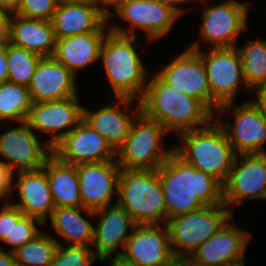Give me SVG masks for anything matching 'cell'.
Returning <instances> with one entry per match:
<instances>
[{
  "mask_svg": "<svg viewBox=\"0 0 266 266\" xmlns=\"http://www.w3.org/2000/svg\"><path fill=\"white\" fill-rule=\"evenodd\" d=\"M236 48L239 52L244 79L249 89L255 92L266 86V39L246 40Z\"/></svg>",
  "mask_w": 266,
  "mask_h": 266,
  "instance_id": "cell-29",
  "label": "cell"
},
{
  "mask_svg": "<svg viewBox=\"0 0 266 266\" xmlns=\"http://www.w3.org/2000/svg\"><path fill=\"white\" fill-rule=\"evenodd\" d=\"M156 170L164 192L167 220L203 206L224 204L223 185L175 152Z\"/></svg>",
  "mask_w": 266,
  "mask_h": 266,
  "instance_id": "cell-1",
  "label": "cell"
},
{
  "mask_svg": "<svg viewBox=\"0 0 266 266\" xmlns=\"http://www.w3.org/2000/svg\"><path fill=\"white\" fill-rule=\"evenodd\" d=\"M32 104L27 86L8 81L0 83V122L2 124L25 122Z\"/></svg>",
  "mask_w": 266,
  "mask_h": 266,
  "instance_id": "cell-30",
  "label": "cell"
},
{
  "mask_svg": "<svg viewBox=\"0 0 266 266\" xmlns=\"http://www.w3.org/2000/svg\"><path fill=\"white\" fill-rule=\"evenodd\" d=\"M181 143L174 152L197 170L213 176L222 185L229 176L236 153L224 129L214 119L208 126L176 136Z\"/></svg>",
  "mask_w": 266,
  "mask_h": 266,
  "instance_id": "cell-4",
  "label": "cell"
},
{
  "mask_svg": "<svg viewBox=\"0 0 266 266\" xmlns=\"http://www.w3.org/2000/svg\"><path fill=\"white\" fill-rule=\"evenodd\" d=\"M230 217L221 228L191 255L194 260L213 266H246L247 245L253 234L231 223Z\"/></svg>",
  "mask_w": 266,
  "mask_h": 266,
  "instance_id": "cell-17",
  "label": "cell"
},
{
  "mask_svg": "<svg viewBox=\"0 0 266 266\" xmlns=\"http://www.w3.org/2000/svg\"><path fill=\"white\" fill-rule=\"evenodd\" d=\"M98 220L94 225L92 249L99 260L123 253L126 241L137 225L118 204L94 211Z\"/></svg>",
  "mask_w": 266,
  "mask_h": 266,
  "instance_id": "cell-21",
  "label": "cell"
},
{
  "mask_svg": "<svg viewBox=\"0 0 266 266\" xmlns=\"http://www.w3.org/2000/svg\"><path fill=\"white\" fill-rule=\"evenodd\" d=\"M235 215L225 204L203 206L202 208L178 215L167 220L172 252L176 259L191 256L221 226Z\"/></svg>",
  "mask_w": 266,
  "mask_h": 266,
  "instance_id": "cell-8",
  "label": "cell"
},
{
  "mask_svg": "<svg viewBox=\"0 0 266 266\" xmlns=\"http://www.w3.org/2000/svg\"><path fill=\"white\" fill-rule=\"evenodd\" d=\"M1 247L3 246L0 245V266H18L13 253Z\"/></svg>",
  "mask_w": 266,
  "mask_h": 266,
  "instance_id": "cell-43",
  "label": "cell"
},
{
  "mask_svg": "<svg viewBox=\"0 0 266 266\" xmlns=\"http://www.w3.org/2000/svg\"><path fill=\"white\" fill-rule=\"evenodd\" d=\"M120 169L117 160L77 165L83 208L96 211L117 204Z\"/></svg>",
  "mask_w": 266,
  "mask_h": 266,
  "instance_id": "cell-18",
  "label": "cell"
},
{
  "mask_svg": "<svg viewBox=\"0 0 266 266\" xmlns=\"http://www.w3.org/2000/svg\"><path fill=\"white\" fill-rule=\"evenodd\" d=\"M56 39L90 32H108L107 16L97 1H60L51 19Z\"/></svg>",
  "mask_w": 266,
  "mask_h": 266,
  "instance_id": "cell-24",
  "label": "cell"
},
{
  "mask_svg": "<svg viewBox=\"0 0 266 266\" xmlns=\"http://www.w3.org/2000/svg\"><path fill=\"white\" fill-rule=\"evenodd\" d=\"M166 134L169 132L159 122L140 113L124 143L116 151L120 168L156 170L174 152V145L165 149Z\"/></svg>",
  "mask_w": 266,
  "mask_h": 266,
  "instance_id": "cell-6",
  "label": "cell"
},
{
  "mask_svg": "<svg viewBox=\"0 0 266 266\" xmlns=\"http://www.w3.org/2000/svg\"><path fill=\"white\" fill-rule=\"evenodd\" d=\"M96 259L91 247L58 244L51 266H92Z\"/></svg>",
  "mask_w": 266,
  "mask_h": 266,
  "instance_id": "cell-34",
  "label": "cell"
},
{
  "mask_svg": "<svg viewBox=\"0 0 266 266\" xmlns=\"http://www.w3.org/2000/svg\"><path fill=\"white\" fill-rule=\"evenodd\" d=\"M89 216L85 218L82 212ZM94 211L83 207H55L47 222L62 242L52 235L58 244L92 247L94 233Z\"/></svg>",
  "mask_w": 266,
  "mask_h": 266,
  "instance_id": "cell-25",
  "label": "cell"
},
{
  "mask_svg": "<svg viewBox=\"0 0 266 266\" xmlns=\"http://www.w3.org/2000/svg\"><path fill=\"white\" fill-rule=\"evenodd\" d=\"M155 72L166 84L189 97L202 101L212 111V94L201 55L190 49L173 56L169 63Z\"/></svg>",
  "mask_w": 266,
  "mask_h": 266,
  "instance_id": "cell-15",
  "label": "cell"
},
{
  "mask_svg": "<svg viewBox=\"0 0 266 266\" xmlns=\"http://www.w3.org/2000/svg\"><path fill=\"white\" fill-rule=\"evenodd\" d=\"M13 173L9 167H7L0 160V200H5L2 204H8L11 202L13 194Z\"/></svg>",
  "mask_w": 266,
  "mask_h": 266,
  "instance_id": "cell-36",
  "label": "cell"
},
{
  "mask_svg": "<svg viewBox=\"0 0 266 266\" xmlns=\"http://www.w3.org/2000/svg\"><path fill=\"white\" fill-rule=\"evenodd\" d=\"M126 1H128V0H97V2L99 3L101 11L106 16H108L114 9H116L120 4H122L123 2H126Z\"/></svg>",
  "mask_w": 266,
  "mask_h": 266,
  "instance_id": "cell-41",
  "label": "cell"
},
{
  "mask_svg": "<svg viewBox=\"0 0 266 266\" xmlns=\"http://www.w3.org/2000/svg\"><path fill=\"white\" fill-rule=\"evenodd\" d=\"M115 99L117 102L114 100V105L110 103L103 107L100 106L96 111L83 106V120L94 131L101 134L112 148L117 151L129 135L131 126L141 113V109L137 100L130 98ZM132 105H135L136 108Z\"/></svg>",
  "mask_w": 266,
  "mask_h": 266,
  "instance_id": "cell-20",
  "label": "cell"
},
{
  "mask_svg": "<svg viewBox=\"0 0 266 266\" xmlns=\"http://www.w3.org/2000/svg\"><path fill=\"white\" fill-rule=\"evenodd\" d=\"M8 66L6 57V43L0 44V83L7 82Z\"/></svg>",
  "mask_w": 266,
  "mask_h": 266,
  "instance_id": "cell-40",
  "label": "cell"
},
{
  "mask_svg": "<svg viewBox=\"0 0 266 266\" xmlns=\"http://www.w3.org/2000/svg\"><path fill=\"white\" fill-rule=\"evenodd\" d=\"M59 0H20L16 14L34 19L51 21Z\"/></svg>",
  "mask_w": 266,
  "mask_h": 266,
  "instance_id": "cell-35",
  "label": "cell"
},
{
  "mask_svg": "<svg viewBox=\"0 0 266 266\" xmlns=\"http://www.w3.org/2000/svg\"><path fill=\"white\" fill-rule=\"evenodd\" d=\"M116 17L123 25L126 22L128 27L112 22ZM180 18L171 7L155 0H128L107 16V22L110 31L121 35L136 37V32L142 30L148 42L152 43L169 35Z\"/></svg>",
  "mask_w": 266,
  "mask_h": 266,
  "instance_id": "cell-7",
  "label": "cell"
},
{
  "mask_svg": "<svg viewBox=\"0 0 266 266\" xmlns=\"http://www.w3.org/2000/svg\"><path fill=\"white\" fill-rule=\"evenodd\" d=\"M7 81L28 86L41 56L22 47L6 43Z\"/></svg>",
  "mask_w": 266,
  "mask_h": 266,
  "instance_id": "cell-32",
  "label": "cell"
},
{
  "mask_svg": "<svg viewBox=\"0 0 266 266\" xmlns=\"http://www.w3.org/2000/svg\"><path fill=\"white\" fill-rule=\"evenodd\" d=\"M40 226L44 227L40 220L24 215L18 207L12 205L11 240H4L2 243L10 247L6 248L7 251L13 253L37 236L42 231L38 228Z\"/></svg>",
  "mask_w": 266,
  "mask_h": 266,
  "instance_id": "cell-33",
  "label": "cell"
},
{
  "mask_svg": "<svg viewBox=\"0 0 266 266\" xmlns=\"http://www.w3.org/2000/svg\"><path fill=\"white\" fill-rule=\"evenodd\" d=\"M117 204L137 225L167 222L165 197L157 170L120 169Z\"/></svg>",
  "mask_w": 266,
  "mask_h": 266,
  "instance_id": "cell-5",
  "label": "cell"
},
{
  "mask_svg": "<svg viewBox=\"0 0 266 266\" xmlns=\"http://www.w3.org/2000/svg\"><path fill=\"white\" fill-rule=\"evenodd\" d=\"M43 169L50 184L55 207H82L77 165L64 163L51 154Z\"/></svg>",
  "mask_w": 266,
  "mask_h": 266,
  "instance_id": "cell-28",
  "label": "cell"
},
{
  "mask_svg": "<svg viewBox=\"0 0 266 266\" xmlns=\"http://www.w3.org/2000/svg\"><path fill=\"white\" fill-rule=\"evenodd\" d=\"M141 113L159 122L170 134L208 126L215 114L200 100L166 84L155 72L150 74L142 98Z\"/></svg>",
  "mask_w": 266,
  "mask_h": 266,
  "instance_id": "cell-2",
  "label": "cell"
},
{
  "mask_svg": "<svg viewBox=\"0 0 266 266\" xmlns=\"http://www.w3.org/2000/svg\"><path fill=\"white\" fill-rule=\"evenodd\" d=\"M12 204H2L0 208V241L11 240Z\"/></svg>",
  "mask_w": 266,
  "mask_h": 266,
  "instance_id": "cell-37",
  "label": "cell"
},
{
  "mask_svg": "<svg viewBox=\"0 0 266 266\" xmlns=\"http://www.w3.org/2000/svg\"><path fill=\"white\" fill-rule=\"evenodd\" d=\"M229 111L233 122L222 118ZM215 120L224 129L236 154L266 153V118L254 99L236 105L234 102L221 105L215 113Z\"/></svg>",
  "mask_w": 266,
  "mask_h": 266,
  "instance_id": "cell-11",
  "label": "cell"
},
{
  "mask_svg": "<svg viewBox=\"0 0 266 266\" xmlns=\"http://www.w3.org/2000/svg\"><path fill=\"white\" fill-rule=\"evenodd\" d=\"M255 94H252L254 101L261 107L262 112L266 118V86L257 89Z\"/></svg>",
  "mask_w": 266,
  "mask_h": 266,
  "instance_id": "cell-42",
  "label": "cell"
},
{
  "mask_svg": "<svg viewBox=\"0 0 266 266\" xmlns=\"http://www.w3.org/2000/svg\"><path fill=\"white\" fill-rule=\"evenodd\" d=\"M106 33L90 32L58 38L52 57L78 77L80 70L100 60V50Z\"/></svg>",
  "mask_w": 266,
  "mask_h": 266,
  "instance_id": "cell-26",
  "label": "cell"
},
{
  "mask_svg": "<svg viewBox=\"0 0 266 266\" xmlns=\"http://www.w3.org/2000/svg\"><path fill=\"white\" fill-rule=\"evenodd\" d=\"M266 200V153L237 154L223 184V202L233 214L234 206Z\"/></svg>",
  "mask_w": 266,
  "mask_h": 266,
  "instance_id": "cell-13",
  "label": "cell"
},
{
  "mask_svg": "<svg viewBox=\"0 0 266 266\" xmlns=\"http://www.w3.org/2000/svg\"><path fill=\"white\" fill-rule=\"evenodd\" d=\"M8 42L41 57H51L55 51L56 37L51 21L14 13L10 20Z\"/></svg>",
  "mask_w": 266,
  "mask_h": 266,
  "instance_id": "cell-27",
  "label": "cell"
},
{
  "mask_svg": "<svg viewBox=\"0 0 266 266\" xmlns=\"http://www.w3.org/2000/svg\"><path fill=\"white\" fill-rule=\"evenodd\" d=\"M12 13L0 8V44L9 41L10 20Z\"/></svg>",
  "mask_w": 266,
  "mask_h": 266,
  "instance_id": "cell-38",
  "label": "cell"
},
{
  "mask_svg": "<svg viewBox=\"0 0 266 266\" xmlns=\"http://www.w3.org/2000/svg\"><path fill=\"white\" fill-rule=\"evenodd\" d=\"M176 266H213L208 265L197 260H194L191 256L180 257L176 259Z\"/></svg>",
  "mask_w": 266,
  "mask_h": 266,
  "instance_id": "cell-44",
  "label": "cell"
},
{
  "mask_svg": "<svg viewBox=\"0 0 266 266\" xmlns=\"http://www.w3.org/2000/svg\"><path fill=\"white\" fill-rule=\"evenodd\" d=\"M79 98L33 103L26 122L39 137L43 138V133H47L45 142L53 148L83 120Z\"/></svg>",
  "mask_w": 266,
  "mask_h": 266,
  "instance_id": "cell-14",
  "label": "cell"
},
{
  "mask_svg": "<svg viewBox=\"0 0 266 266\" xmlns=\"http://www.w3.org/2000/svg\"><path fill=\"white\" fill-rule=\"evenodd\" d=\"M211 0H197L202 3L200 37L207 48L236 47L238 36L248 31L249 2L224 0L210 4Z\"/></svg>",
  "mask_w": 266,
  "mask_h": 266,
  "instance_id": "cell-10",
  "label": "cell"
},
{
  "mask_svg": "<svg viewBox=\"0 0 266 266\" xmlns=\"http://www.w3.org/2000/svg\"><path fill=\"white\" fill-rule=\"evenodd\" d=\"M201 47L198 39L189 44V48L197 51L203 59L212 94V112L215 114L221 105L234 102L239 88L243 86L244 92L250 89L244 79L236 47L208 48L206 53Z\"/></svg>",
  "mask_w": 266,
  "mask_h": 266,
  "instance_id": "cell-9",
  "label": "cell"
},
{
  "mask_svg": "<svg viewBox=\"0 0 266 266\" xmlns=\"http://www.w3.org/2000/svg\"><path fill=\"white\" fill-rule=\"evenodd\" d=\"M52 154L73 165L116 160V151L84 120L52 148Z\"/></svg>",
  "mask_w": 266,
  "mask_h": 266,
  "instance_id": "cell-19",
  "label": "cell"
},
{
  "mask_svg": "<svg viewBox=\"0 0 266 266\" xmlns=\"http://www.w3.org/2000/svg\"><path fill=\"white\" fill-rule=\"evenodd\" d=\"M105 261H110L109 266H139L135 263H131L126 261L123 257L119 256H111L107 259H105L103 262Z\"/></svg>",
  "mask_w": 266,
  "mask_h": 266,
  "instance_id": "cell-46",
  "label": "cell"
},
{
  "mask_svg": "<svg viewBox=\"0 0 266 266\" xmlns=\"http://www.w3.org/2000/svg\"><path fill=\"white\" fill-rule=\"evenodd\" d=\"M120 256L139 266H176L166 224L136 225Z\"/></svg>",
  "mask_w": 266,
  "mask_h": 266,
  "instance_id": "cell-16",
  "label": "cell"
},
{
  "mask_svg": "<svg viewBox=\"0 0 266 266\" xmlns=\"http://www.w3.org/2000/svg\"><path fill=\"white\" fill-rule=\"evenodd\" d=\"M158 3L167 5L169 7H171L173 10H175L181 17L184 16V14H186L188 10V8L183 7L182 5H185L187 3H191V5H193L192 3L195 2L197 0H155Z\"/></svg>",
  "mask_w": 266,
  "mask_h": 266,
  "instance_id": "cell-39",
  "label": "cell"
},
{
  "mask_svg": "<svg viewBox=\"0 0 266 266\" xmlns=\"http://www.w3.org/2000/svg\"><path fill=\"white\" fill-rule=\"evenodd\" d=\"M77 78L52 56L41 57L27 86L32 102H49L78 96Z\"/></svg>",
  "mask_w": 266,
  "mask_h": 266,
  "instance_id": "cell-22",
  "label": "cell"
},
{
  "mask_svg": "<svg viewBox=\"0 0 266 266\" xmlns=\"http://www.w3.org/2000/svg\"><path fill=\"white\" fill-rule=\"evenodd\" d=\"M137 40V36L121 35L110 30L103 40L100 62L114 98L139 101L144 94L150 74L137 52Z\"/></svg>",
  "mask_w": 266,
  "mask_h": 266,
  "instance_id": "cell-3",
  "label": "cell"
},
{
  "mask_svg": "<svg viewBox=\"0 0 266 266\" xmlns=\"http://www.w3.org/2000/svg\"><path fill=\"white\" fill-rule=\"evenodd\" d=\"M19 4L20 0H0V8L9 11L12 14L17 12Z\"/></svg>",
  "mask_w": 266,
  "mask_h": 266,
  "instance_id": "cell-45",
  "label": "cell"
},
{
  "mask_svg": "<svg viewBox=\"0 0 266 266\" xmlns=\"http://www.w3.org/2000/svg\"><path fill=\"white\" fill-rule=\"evenodd\" d=\"M62 2H86V1H97V0H59Z\"/></svg>",
  "mask_w": 266,
  "mask_h": 266,
  "instance_id": "cell-47",
  "label": "cell"
},
{
  "mask_svg": "<svg viewBox=\"0 0 266 266\" xmlns=\"http://www.w3.org/2000/svg\"><path fill=\"white\" fill-rule=\"evenodd\" d=\"M58 243L43 230L31 241L13 252L18 266H51Z\"/></svg>",
  "mask_w": 266,
  "mask_h": 266,
  "instance_id": "cell-31",
  "label": "cell"
},
{
  "mask_svg": "<svg viewBox=\"0 0 266 266\" xmlns=\"http://www.w3.org/2000/svg\"><path fill=\"white\" fill-rule=\"evenodd\" d=\"M12 189L13 194L10 203L18 207L24 215L34 217L45 224L55 209L45 170L42 168L36 171L13 174ZM15 196L19 197V200L16 201Z\"/></svg>",
  "mask_w": 266,
  "mask_h": 266,
  "instance_id": "cell-23",
  "label": "cell"
},
{
  "mask_svg": "<svg viewBox=\"0 0 266 266\" xmlns=\"http://www.w3.org/2000/svg\"><path fill=\"white\" fill-rule=\"evenodd\" d=\"M11 125L0 132V160L13 174L42 169L52 148L45 139L41 141L26 121Z\"/></svg>",
  "mask_w": 266,
  "mask_h": 266,
  "instance_id": "cell-12",
  "label": "cell"
}]
</instances>
